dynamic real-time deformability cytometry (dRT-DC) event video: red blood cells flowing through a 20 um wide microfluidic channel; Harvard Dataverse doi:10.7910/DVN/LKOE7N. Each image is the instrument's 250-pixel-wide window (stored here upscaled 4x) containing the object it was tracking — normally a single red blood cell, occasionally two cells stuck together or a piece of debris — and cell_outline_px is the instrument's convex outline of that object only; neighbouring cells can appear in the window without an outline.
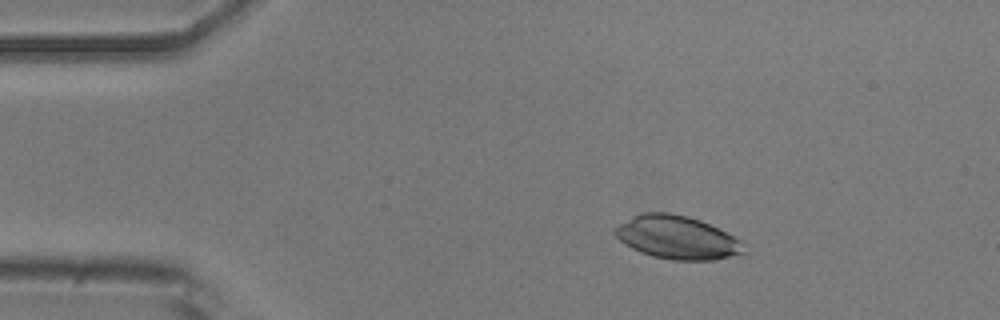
{"species": "common noctule bat (a hibernating species)", "species_latin": "Nyctalus noctula", "temperature_condition": "room temperature", "stored_images_in_passage": 53, "camera_frame_rate_fps": 3000, "um_per_image_px": 0.085, "animal": {"sex": "male", "body_mass_g": 20.5, "forearm_length_mm": 52.5}, "frame": {"image": 1, "passage_image": 9, "time_ms": 2.667, "image_size_px": [1000, 320], "cell_outline_px": [[744, 252], [712, 260], [672, 260], [652, 256], [640, 252], [624, 244], [612, 232], [620, 224], [640, 212], [668, 212], [688, 216], [700, 220], [740, 240]], "centroid_in_image_um": [57.48, 20.17], "position_along_channel_um": 27.5, "area_um2": 31.96}}
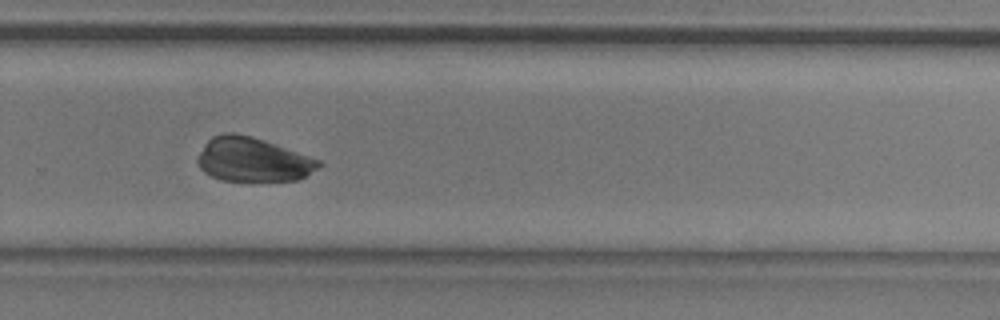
{"frame": {"image": 2, "passage_image": 36, "time_ms": 11.667, "image_size_px": [1000, 320], "cell_outline_px": [[324, 164], [304, 176], [296, 180], [260, 184], [220, 180], [204, 172], [200, 168], [196, 160], [204, 144], [212, 136], [224, 132], [236, 132], [252, 136], [264, 140], [320, 160]], "centroid_in_image_um": [21.47, 13.61], "position_along_channel_um": 308.3, "area_um2": 32.02}}
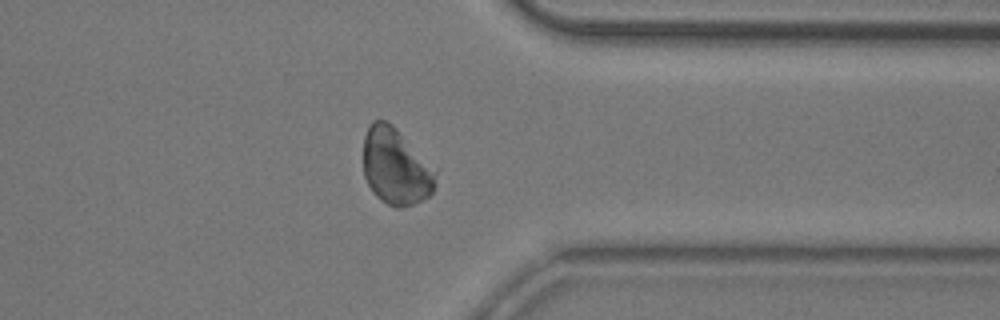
{"frame": {"image": 3, "passage_image": 42, "time_ms": 13.667, "image_size_px": [1000, 320], "cell_outline_px": [[436, 184], [432, 192], [428, 196], [412, 204], [400, 208], [396, 208], [380, 200], [372, 192], [364, 176], [364, 136], [368, 124], [372, 120], [388, 120], [436, 168]], "centroid_in_image_um": [33.64, 14.15], "position_along_channel_um": 377.8, "area_um2": 32.48}}